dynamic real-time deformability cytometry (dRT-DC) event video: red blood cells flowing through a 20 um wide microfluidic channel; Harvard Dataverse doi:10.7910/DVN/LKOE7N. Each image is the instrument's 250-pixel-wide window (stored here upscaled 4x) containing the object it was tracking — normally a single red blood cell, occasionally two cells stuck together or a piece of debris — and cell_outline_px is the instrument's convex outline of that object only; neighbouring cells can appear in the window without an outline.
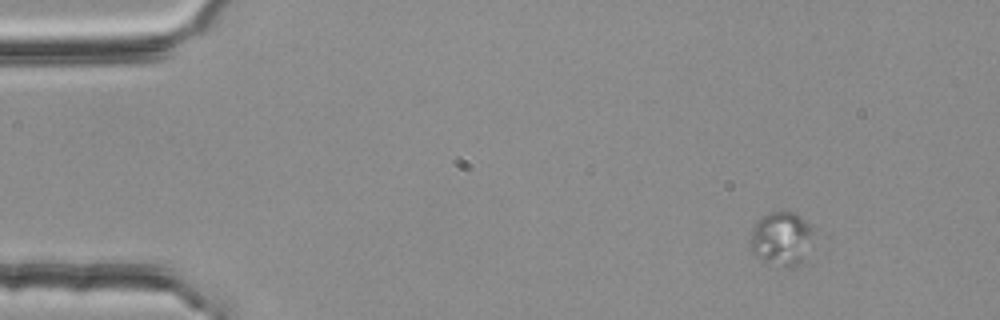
{"species": "common noctule bat (a hibernating species)", "species_latin": "Nyctalus noctula", "temperature_condition": "room temperature", "stored_images_in_passage": 50, "camera_frame_rate_fps": 3000, "um_per_image_px": 0.085, "animal": {"sex": "female", "body_mass_g": 25.1}, "frame": {"image": 1, "passage_image": 1, "time_ms": 0.0, "image_size_px": [1000, 320], "cell_outline_px": [[812, 232], [800, 268], [780, 268], [760, 260], [752, 252], [748, 244], [748, 240], [752, 228], [764, 216], [772, 212], [792, 212], [804, 220], [812, 228]], "centroid_in_image_um": [66.35, 20.37], "position_along_channel_um": 18.6, "area_um2": 19.83}}
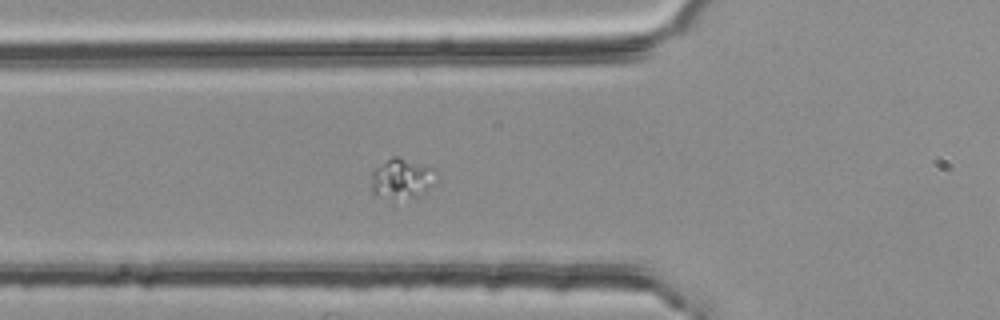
{"frame": {"image": 2, "passage_image": 15, "time_ms": 4.667, "image_size_px": [1000, 320], "cell_outline_px": [[436, 168], [428, 184], [420, 196], [392, 204], [376, 196], [372, 192], [372, 172], [376, 168], [392, 156], [396, 156]], "centroid_in_image_um": [34.05, 15.27], "position_along_channel_um": 91.8, "area_um2": 15.37}}